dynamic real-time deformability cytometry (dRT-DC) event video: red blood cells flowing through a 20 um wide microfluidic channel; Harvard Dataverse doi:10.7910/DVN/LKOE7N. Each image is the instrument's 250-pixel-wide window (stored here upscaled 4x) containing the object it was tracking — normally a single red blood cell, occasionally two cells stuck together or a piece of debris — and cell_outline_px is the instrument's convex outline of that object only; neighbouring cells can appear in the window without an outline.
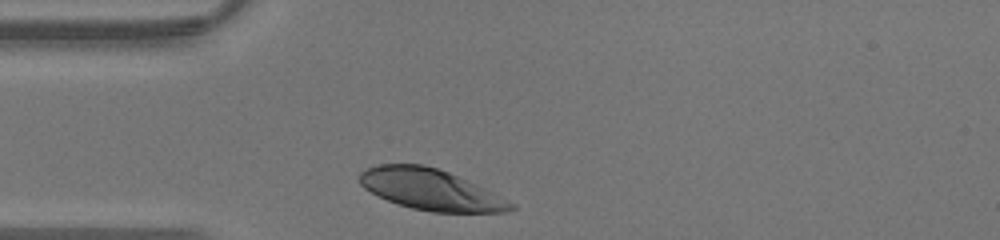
{"species": "human", "species_latin": "Homo sapiens", "temperature_condition": "warm", "stored_images_in_passage": 23, "camera_frame_rate_fps": 3000, "um_per_image_px": 0.085, "donor": {"sex": "male"}, "frame": {"image": 1, "passage_image": 1, "time_ms": 0.0, "image_size_px": [1000, 240], "cell_outline_px": [[516, 208], [504, 212], [432, 212], [412, 208], [388, 200], [364, 188], [360, 184], [360, 172], [368, 168], [380, 164], [424, 164], [448, 172], [476, 184], [516, 204]], "centroid_in_image_um": [36.62, 16.11], "position_along_channel_um": 48.4, "area_um2": 35.66}}
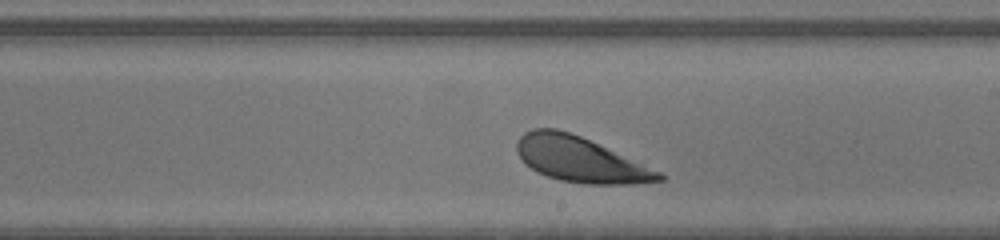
{"frame": {"image": 2, "passage_image": 14, "time_ms": 4.333, "image_size_px": [1000, 240], "cell_outline_px": [[664, 180], [624, 184], [584, 184], [560, 180], [536, 172], [524, 164], [516, 152], [516, 144], [520, 136], [524, 132], [532, 128], [556, 128], [580, 136], [660, 172], [664, 176]], "centroid_in_image_um": [49.22, 13.55], "position_along_channel_um": 239.8, "area_um2": 36.99}}
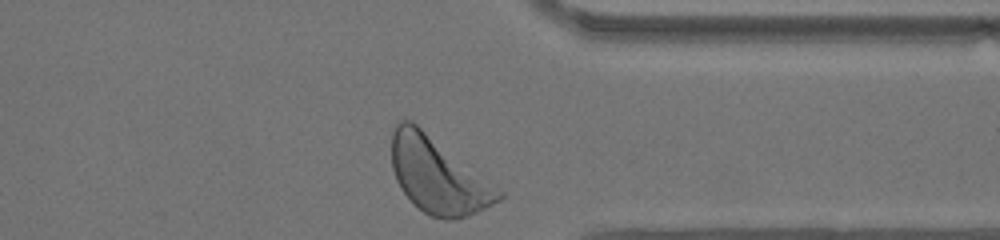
{"frame": {"image": 3, "passage_image": 23, "time_ms": 7.333, "image_size_px": [1000, 240], "cell_outline_px": [[504, 196], [500, 200], [468, 216], [456, 220], [444, 220], [432, 216], [424, 212], [400, 188], [396, 180], [392, 168], [392, 132], [396, 124], [400, 120], [412, 120], [504, 192]], "centroid_in_image_um": [37.22, 14.91], "position_along_channel_um": 374.2, "area_um2": 46.76}}